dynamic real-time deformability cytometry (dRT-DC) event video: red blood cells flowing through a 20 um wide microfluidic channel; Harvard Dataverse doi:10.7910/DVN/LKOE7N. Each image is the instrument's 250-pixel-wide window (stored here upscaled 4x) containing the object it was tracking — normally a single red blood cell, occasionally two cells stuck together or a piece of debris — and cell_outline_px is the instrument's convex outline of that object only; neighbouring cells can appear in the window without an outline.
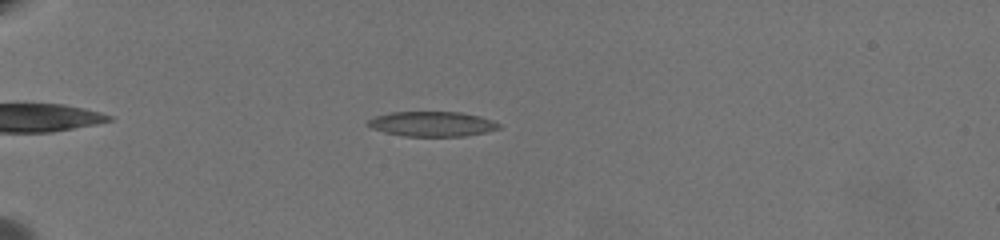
{"species": "common noctule bat (a hibernating species)", "species_latin": "Nyctalus noctula", "temperature_condition": "warm", "stored_images_in_passage": 59, "camera_frame_rate_fps": 3000, "um_per_image_px": 0.085, "animal": {"sex": "female", "body_mass_g": 19.5, "forearm_length_mm": 54.1}, "frame": {"image": 1, "passage_image": 13, "time_ms": 4.0, "image_size_px": [1000, 240], "cell_outline_px": [[500, 128], [484, 132], [464, 136], [408, 136], [384, 132], [372, 128], [368, 124], [368, 120], [376, 116], [392, 112], [460, 112], [492, 120], [500, 124]], "centroid_in_image_um": [36.72, 10.53], "position_along_channel_um": 48.3, "area_um2": 18.67}}
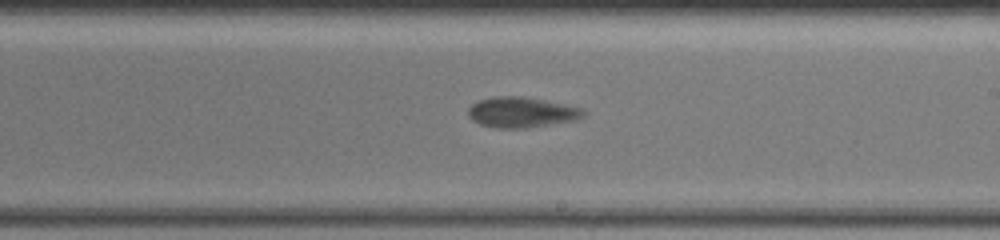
{"frame": {"image": 2, "passage_image": 35, "time_ms": 11.333, "image_size_px": [1000, 240], "cell_outline_px": [[588, 112], [572, 120], [524, 128], [496, 128], [480, 124], [472, 120], [468, 116], [468, 108], [472, 104], [480, 100], [496, 96], [516, 96], [540, 100], [580, 108]], "centroid_in_image_um": [44.23, 9.55], "position_along_channel_um": 244.8, "area_um2": 19.77}}
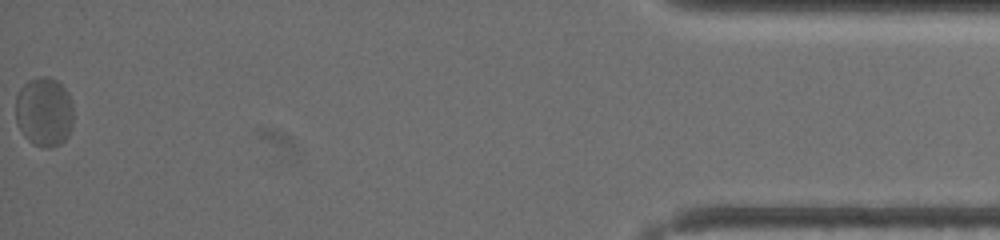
{"frame": {"image": 3, "passage_image": 59, "time_ms": 19.333, "image_size_px": [1000, 240], "cell_outline_px": [[72, 128], [68, 136], [60, 144], [52, 148], [44, 148], [32, 144], [24, 136], [16, 124], [16, 96], [20, 88], [28, 80], [40, 76], [48, 76], [56, 80], [68, 92], [72, 104]], "centroid_in_image_um": [3.74, 9.52], "position_along_channel_um": 431.5, "area_um2": 23.7}, "authors_computed_cell_mechanics": {"area_um2": 20.1722, "velocity_mm_per_s": 3.2852, "shape_relaxation_time_tau1_ms": 4.66, "shape_relaxation_time_tau2_ms": null, "deformation_change_tau1": 0.1344, "deformation_change_tau2": null}}